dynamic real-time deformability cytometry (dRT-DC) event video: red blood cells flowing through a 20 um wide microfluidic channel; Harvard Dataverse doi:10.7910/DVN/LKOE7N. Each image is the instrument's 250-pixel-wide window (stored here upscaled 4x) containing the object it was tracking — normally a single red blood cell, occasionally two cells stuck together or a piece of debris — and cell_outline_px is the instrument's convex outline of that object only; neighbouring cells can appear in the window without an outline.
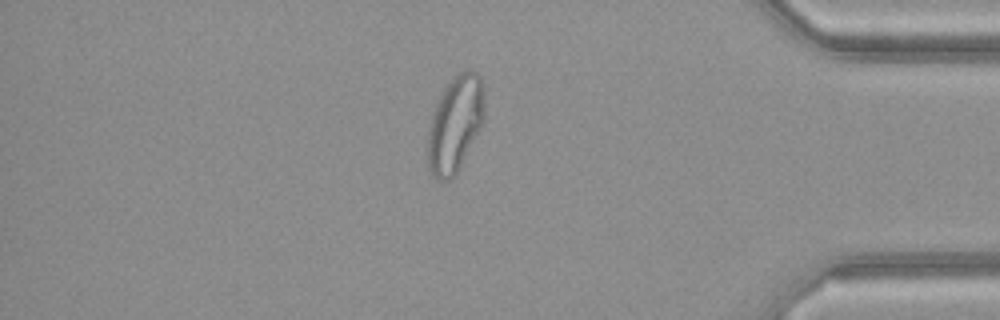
{"species": "common noctule bat (a hibernating species)", "species_latin": "Nyctalus noctula", "temperature_condition": "warm", "stored_images_in_passage": 49, "camera_frame_rate_fps": 3000, "um_per_image_px": 0.085, "animal": {"sex": "female", "body_mass_g": 21.9}, "frame": {"image": 1, "passage_image": 42, "time_ms": 13.667, "image_size_px": [1000, 320], "cell_outline_px": [[484, 120], [456, 176], [448, 180], [436, 180], [432, 176], [428, 168], [428, 124], [432, 112], [444, 88], [460, 72], [476, 72], [480, 76], [484, 84]], "centroid_in_image_um": [38.68, 10.59], "position_along_channel_um": 396.5, "area_um2": 31.85}}